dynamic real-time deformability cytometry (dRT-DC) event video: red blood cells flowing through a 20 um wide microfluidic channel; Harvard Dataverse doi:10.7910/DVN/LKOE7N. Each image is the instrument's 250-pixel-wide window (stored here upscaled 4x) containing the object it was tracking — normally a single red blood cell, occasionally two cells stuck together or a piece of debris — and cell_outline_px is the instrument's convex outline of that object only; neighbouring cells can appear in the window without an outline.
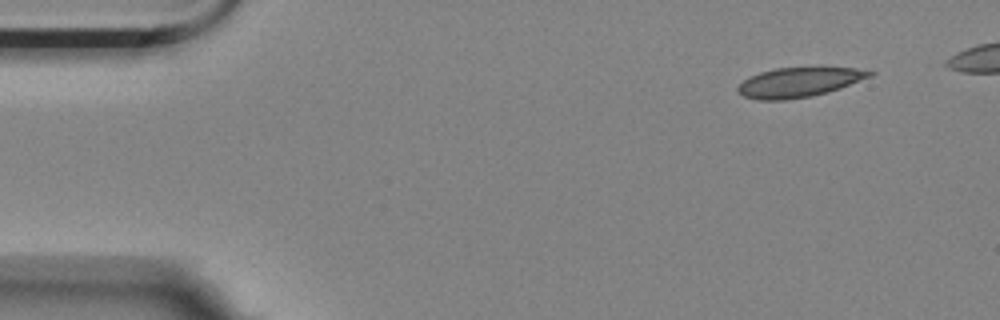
{"species": "Egyptian fruit bat (a non-hibernating species)", "species_latin": "Rousettus aegyptiacus", "temperature_condition": "room temperature", "stored_images_in_passage": 4, "camera_frame_rate_fps": 3000, "um_per_image_px": 0.085, "animal": {"sex": "female"}, "frame": {"image": 1, "passage_image": 1, "time_ms": 0.0, "image_size_px": [1000, 320], "cell_outline_px": [[876, 72], [872, 76], [840, 88], [812, 96], [784, 100], [760, 100], [744, 96], [736, 88], [748, 76], [760, 72], [776, 68], [856, 68]], "centroid_in_image_um": [67.9, 6.99], "position_along_channel_um": 17.1, "area_um2": 22.48}}